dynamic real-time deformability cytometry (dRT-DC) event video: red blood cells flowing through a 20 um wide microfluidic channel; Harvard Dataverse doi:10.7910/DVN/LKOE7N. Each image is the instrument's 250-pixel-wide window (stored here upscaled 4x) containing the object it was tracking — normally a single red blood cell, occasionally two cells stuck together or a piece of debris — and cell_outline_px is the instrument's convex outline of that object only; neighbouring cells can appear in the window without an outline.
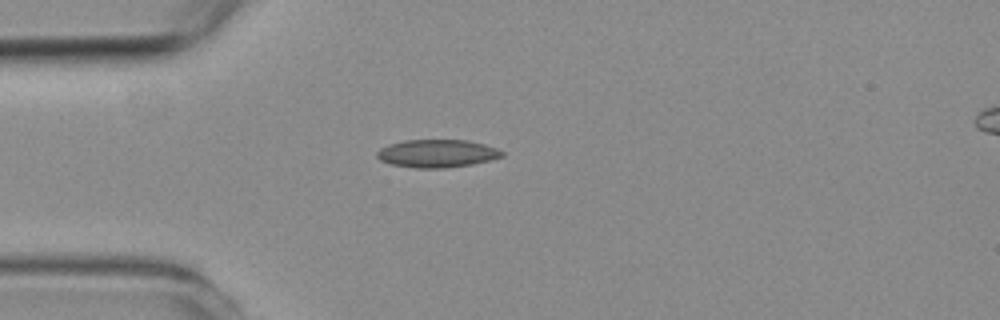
{"species": "common noctule bat (a hibernating species)", "species_latin": "Nyctalus noctula", "temperature_condition": "room temperature", "stored_images_in_passage": 2, "camera_frame_rate_fps": 3000, "um_per_image_px": 0.085, "animal": {"sex": "female", "body_mass_g": 19.3, "forearm_length_mm": 54.1}, "frame": {"image": 1, "passage_image": 1, "time_ms": 0.0, "image_size_px": [1000, 320], "cell_outline_px": [[504, 156], [472, 164], [444, 168], [416, 168], [392, 164], [380, 160], [376, 156], [376, 152], [380, 148], [388, 144], [404, 140], [468, 140], [484, 144], [496, 148], [504, 152]], "centroid_in_image_um": [37.13, 13.04], "position_along_channel_um": 47.9, "area_um2": 20.29}}